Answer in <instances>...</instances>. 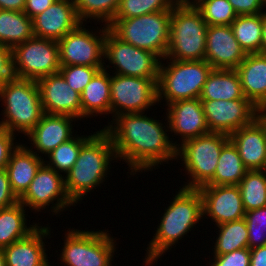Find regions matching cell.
Wrapping results in <instances>:
<instances>
[{
  "mask_svg": "<svg viewBox=\"0 0 266 266\" xmlns=\"http://www.w3.org/2000/svg\"><path fill=\"white\" fill-rule=\"evenodd\" d=\"M144 113L117 115L103 128L111 138L117 161L123 159L122 162L128 163L130 175L143 170L153 171L159 164L177 160L178 144L166 133L169 131L168 121L166 129L161 121Z\"/></svg>",
  "mask_w": 266,
  "mask_h": 266,
  "instance_id": "cell-1",
  "label": "cell"
},
{
  "mask_svg": "<svg viewBox=\"0 0 266 266\" xmlns=\"http://www.w3.org/2000/svg\"><path fill=\"white\" fill-rule=\"evenodd\" d=\"M173 198L146 248L145 266L157 263L160 256L203 219V199L198 189L182 187Z\"/></svg>",
  "mask_w": 266,
  "mask_h": 266,
  "instance_id": "cell-2",
  "label": "cell"
},
{
  "mask_svg": "<svg viewBox=\"0 0 266 266\" xmlns=\"http://www.w3.org/2000/svg\"><path fill=\"white\" fill-rule=\"evenodd\" d=\"M112 160H117V156L110 136L103 129L96 131L81 147L74 166L64 175L66 193L74 204L104 182Z\"/></svg>",
  "mask_w": 266,
  "mask_h": 266,
  "instance_id": "cell-3",
  "label": "cell"
},
{
  "mask_svg": "<svg viewBox=\"0 0 266 266\" xmlns=\"http://www.w3.org/2000/svg\"><path fill=\"white\" fill-rule=\"evenodd\" d=\"M0 101L5 106L2 110L4 119H1L0 127L12 134L17 131L26 136L44 114L35 80L13 77L6 81L0 86Z\"/></svg>",
  "mask_w": 266,
  "mask_h": 266,
  "instance_id": "cell-4",
  "label": "cell"
},
{
  "mask_svg": "<svg viewBox=\"0 0 266 266\" xmlns=\"http://www.w3.org/2000/svg\"><path fill=\"white\" fill-rule=\"evenodd\" d=\"M207 27L192 3H178L171 11L170 41L162 60H205Z\"/></svg>",
  "mask_w": 266,
  "mask_h": 266,
  "instance_id": "cell-5",
  "label": "cell"
},
{
  "mask_svg": "<svg viewBox=\"0 0 266 266\" xmlns=\"http://www.w3.org/2000/svg\"><path fill=\"white\" fill-rule=\"evenodd\" d=\"M171 11H160L128 19H113L109 30L121 41L164 59L170 41Z\"/></svg>",
  "mask_w": 266,
  "mask_h": 266,
  "instance_id": "cell-6",
  "label": "cell"
},
{
  "mask_svg": "<svg viewBox=\"0 0 266 266\" xmlns=\"http://www.w3.org/2000/svg\"><path fill=\"white\" fill-rule=\"evenodd\" d=\"M169 63L168 65H166ZM161 60L157 82L158 104L200 98L206 79L213 69L206 60ZM164 97V98H163Z\"/></svg>",
  "mask_w": 266,
  "mask_h": 266,
  "instance_id": "cell-7",
  "label": "cell"
},
{
  "mask_svg": "<svg viewBox=\"0 0 266 266\" xmlns=\"http://www.w3.org/2000/svg\"><path fill=\"white\" fill-rule=\"evenodd\" d=\"M229 140L226 134L209 132L182 144L178 143L176 158L181 159L190 176L182 185L184 188L198 189L214 177L222 147Z\"/></svg>",
  "mask_w": 266,
  "mask_h": 266,
  "instance_id": "cell-8",
  "label": "cell"
},
{
  "mask_svg": "<svg viewBox=\"0 0 266 266\" xmlns=\"http://www.w3.org/2000/svg\"><path fill=\"white\" fill-rule=\"evenodd\" d=\"M108 232L67 230L59 261L65 266H112L116 242Z\"/></svg>",
  "mask_w": 266,
  "mask_h": 266,
  "instance_id": "cell-9",
  "label": "cell"
},
{
  "mask_svg": "<svg viewBox=\"0 0 266 266\" xmlns=\"http://www.w3.org/2000/svg\"><path fill=\"white\" fill-rule=\"evenodd\" d=\"M58 42L32 37L12 49V71L19 79L35 80L60 70Z\"/></svg>",
  "mask_w": 266,
  "mask_h": 266,
  "instance_id": "cell-10",
  "label": "cell"
},
{
  "mask_svg": "<svg viewBox=\"0 0 266 266\" xmlns=\"http://www.w3.org/2000/svg\"><path fill=\"white\" fill-rule=\"evenodd\" d=\"M158 78L110 75V114L145 112L158 103Z\"/></svg>",
  "mask_w": 266,
  "mask_h": 266,
  "instance_id": "cell-11",
  "label": "cell"
},
{
  "mask_svg": "<svg viewBox=\"0 0 266 266\" xmlns=\"http://www.w3.org/2000/svg\"><path fill=\"white\" fill-rule=\"evenodd\" d=\"M103 59L109 62L104 69L111 64L114 74L141 78H158L162 60L154 53L121 41L110 30L106 32Z\"/></svg>",
  "mask_w": 266,
  "mask_h": 266,
  "instance_id": "cell-12",
  "label": "cell"
},
{
  "mask_svg": "<svg viewBox=\"0 0 266 266\" xmlns=\"http://www.w3.org/2000/svg\"><path fill=\"white\" fill-rule=\"evenodd\" d=\"M84 26L81 23L57 41L60 65L106 66L102 58H104V42L109 27L103 24L102 29L97 30L99 34H96Z\"/></svg>",
  "mask_w": 266,
  "mask_h": 266,
  "instance_id": "cell-13",
  "label": "cell"
},
{
  "mask_svg": "<svg viewBox=\"0 0 266 266\" xmlns=\"http://www.w3.org/2000/svg\"><path fill=\"white\" fill-rule=\"evenodd\" d=\"M19 202L25 208L29 207L35 212H41V210L47 209L46 206L52 204L50 209L53 215H57L65 209L68 210V207L76 206L66 193L64 174L62 176L45 163L37 170L28 190L19 199Z\"/></svg>",
  "mask_w": 266,
  "mask_h": 266,
  "instance_id": "cell-14",
  "label": "cell"
},
{
  "mask_svg": "<svg viewBox=\"0 0 266 266\" xmlns=\"http://www.w3.org/2000/svg\"><path fill=\"white\" fill-rule=\"evenodd\" d=\"M210 132L230 135L251 124L257 117V107L249 99L201 100Z\"/></svg>",
  "mask_w": 266,
  "mask_h": 266,
  "instance_id": "cell-15",
  "label": "cell"
},
{
  "mask_svg": "<svg viewBox=\"0 0 266 266\" xmlns=\"http://www.w3.org/2000/svg\"><path fill=\"white\" fill-rule=\"evenodd\" d=\"M44 113L81 119V95L73 90L60 72L38 79Z\"/></svg>",
  "mask_w": 266,
  "mask_h": 266,
  "instance_id": "cell-16",
  "label": "cell"
},
{
  "mask_svg": "<svg viewBox=\"0 0 266 266\" xmlns=\"http://www.w3.org/2000/svg\"><path fill=\"white\" fill-rule=\"evenodd\" d=\"M203 216L220 225L245 218L242 197L238 185L201 186Z\"/></svg>",
  "mask_w": 266,
  "mask_h": 266,
  "instance_id": "cell-17",
  "label": "cell"
},
{
  "mask_svg": "<svg viewBox=\"0 0 266 266\" xmlns=\"http://www.w3.org/2000/svg\"><path fill=\"white\" fill-rule=\"evenodd\" d=\"M246 55L230 25L207 27L205 60L213 69H236Z\"/></svg>",
  "mask_w": 266,
  "mask_h": 266,
  "instance_id": "cell-18",
  "label": "cell"
},
{
  "mask_svg": "<svg viewBox=\"0 0 266 266\" xmlns=\"http://www.w3.org/2000/svg\"><path fill=\"white\" fill-rule=\"evenodd\" d=\"M166 119L169 132L181 137L180 143L209 133L202 102L199 98L179 100L168 105Z\"/></svg>",
  "mask_w": 266,
  "mask_h": 266,
  "instance_id": "cell-19",
  "label": "cell"
},
{
  "mask_svg": "<svg viewBox=\"0 0 266 266\" xmlns=\"http://www.w3.org/2000/svg\"><path fill=\"white\" fill-rule=\"evenodd\" d=\"M81 24L74 0H55L51 6L33 18L35 37L60 40Z\"/></svg>",
  "mask_w": 266,
  "mask_h": 266,
  "instance_id": "cell-20",
  "label": "cell"
},
{
  "mask_svg": "<svg viewBox=\"0 0 266 266\" xmlns=\"http://www.w3.org/2000/svg\"><path fill=\"white\" fill-rule=\"evenodd\" d=\"M73 121L76 118L44 113L37 125L26 135L30 139L29 144L36 151L33 148L30 150L38 156L40 153L47 156L57 146L73 137Z\"/></svg>",
  "mask_w": 266,
  "mask_h": 266,
  "instance_id": "cell-21",
  "label": "cell"
},
{
  "mask_svg": "<svg viewBox=\"0 0 266 266\" xmlns=\"http://www.w3.org/2000/svg\"><path fill=\"white\" fill-rule=\"evenodd\" d=\"M229 139L237 147L248 170L266 168V130L257 118L251 124L231 133Z\"/></svg>",
  "mask_w": 266,
  "mask_h": 266,
  "instance_id": "cell-22",
  "label": "cell"
},
{
  "mask_svg": "<svg viewBox=\"0 0 266 266\" xmlns=\"http://www.w3.org/2000/svg\"><path fill=\"white\" fill-rule=\"evenodd\" d=\"M50 229L38 225L26 238L3 248L6 266H51L43 241L51 235Z\"/></svg>",
  "mask_w": 266,
  "mask_h": 266,
  "instance_id": "cell-23",
  "label": "cell"
},
{
  "mask_svg": "<svg viewBox=\"0 0 266 266\" xmlns=\"http://www.w3.org/2000/svg\"><path fill=\"white\" fill-rule=\"evenodd\" d=\"M30 148L19 143L12 151L5 167L11 189L18 199L28 190L37 170L46 160L31 151Z\"/></svg>",
  "mask_w": 266,
  "mask_h": 266,
  "instance_id": "cell-24",
  "label": "cell"
},
{
  "mask_svg": "<svg viewBox=\"0 0 266 266\" xmlns=\"http://www.w3.org/2000/svg\"><path fill=\"white\" fill-rule=\"evenodd\" d=\"M244 96L256 107L266 102V54H247L235 69Z\"/></svg>",
  "mask_w": 266,
  "mask_h": 266,
  "instance_id": "cell-25",
  "label": "cell"
},
{
  "mask_svg": "<svg viewBox=\"0 0 266 266\" xmlns=\"http://www.w3.org/2000/svg\"><path fill=\"white\" fill-rule=\"evenodd\" d=\"M108 72L107 69H100L80 94L81 119L110 114L111 72Z\"/></svg>",
  "mask_w": 266,
  "mask_h": 266,
  "instance_id": "cell-26",
  "label": "cell"
},
{
  "mask_svg": "<svg viewBox=\"0 0 266 266\" xmlns=\"http://www.w3.org/2000/svg\"><path fill=\"white\" fill-rule=\"evenodd\" d=\"M200 100L247 99L235 69H212L204 84Z\"/></svg>",
  "mask_w": 266,
  "mask_h": 266,
  "instance_id": "cell-27",
  "label": "cell"
},
{
  "mask_svg": "<svg viewBox=\"0 0 266 266\" xmlns=\"http://www.w3.org/2000/svg\"><path fill=\"white\" fill-rule=\"evenodd\" d=\"M17 202L12 206L0 209V249L26 238L38 224L27 226L26 209Z\"/></svg>",
  "mask_w": 266,
  "mask_h": 266,
  "instance_id": "cell-28",
  "label": "cell"
},
{
  "mask_svg": "<svg viewBox=\"0 0 266 266\" xmlns=\"http://www.w3.org/2000/svg\"><path fill=\"white\" fill-rule=\"evenodd\" d=\"M35 37L33 19L24 11L0 9V44L9 49Z\"/></svg>",
  "mask_w": 266,
  "mask_h": 266,
  "instance_id": "cell-29",
  "label": "cell"
},
{
  "mask_svg": "<svg viewBox=\"0 0 266 266\" xmlns=\"http://www.w3.org/2000/svg\"><path fill=\"white\" fill-rule=\"evenodd\" d=\"M247 171L237 147L229 140L222 147L214 177L203 186L238 185Z\"/></svg>",
  "mask_w": 266,
  "mask_h": 266,
  "instance_id": "cell-30",
  "label": "cell"
},
{
  "mask_svg": "<svg viewBox=\"0 0 266 266\" xmlns=\"http://www.w3.org/2000/svg\"><path fill=\"white\" fill-rule=\"evenodd\" d=\"M230 26L246 54L261 53L263 13L237 16Z\"/></svg>",
  "mask_w": 266,
  "mask_h": 266,
  "instance_id": "cell-31",
  "label": "cell"
},
{
  "mask_svg": "<svg viewBox=\"0 0 266 266\" xmlns=\"http://www.w3.org/2000/svg\"><path fill=\"white\" fill-rule=\"evenodd\" d=\"M216 227L219 234L213 246L212 255H224L235 250L248 248V228L245 218L225 222Z\"/></svg>",
  "mask_w": 266,
  "mask_h": 266,
  "instance_id": "cell-32",
  "label": "cell"
},
{
  "mask_svg": "<svg viewBox=\"0 0 266 266\" xmlns=\"http://www.w3.org/2000/svg\"><path fill=\"white\" fill-rule=\"evenodd\" d=\"M238 187L245 212L266 207L265 170H248Z\"/></svg>",
  "mask_w": 266,
  "mask_h": 266,
  "instance_id": "cell-33",
  "label": "cell"
},
{
  "mask_svg": "<svg viewBox=\"0 0 266 266\" xmlns=\"http://www.w3.org/2000/svg\"><path fill=\"white\" fill-rule=\"evenodd\" d=\"M95 134V132L91 135H74L68 141L57 146L52 152H50L46 157L49 161H45L44 163L54 169L58 173H67L74 166L76 160L78 159L79 152L81 147ZM77 136V137H76Z\"/></svg>",
  "mask_w": 266,
  "mask_h": 266,
  "instance_id": "cell-34",
  "label": "cell"
},
{
  "mask_svg": "<svg viewBox=\"0 0 266 266\" xmlns=\"http://www.w3.org/2000/svg\"><path fill=\"white\" fill-rule=\"evenodd\" d=\"M121 0H74L75 11L81 23L88 18L104 22L109 26L113 21ZM101 20V21H100Z\"/></svg>",
  "mask_w": 266,
  "mask_h": 266,
  "instance_id": "cell-35",
  "label": "cell"
},
{
  "mask_svg": "<svg viewBox=\"0 0 266 266\" xmlns=\"http://www.w3.org/2000/svg\"><path fill=\"white\" fill-rule=\"evenodd\" d=\"M191 3L208 26L231 25L238 16L228 0H194Z\"/></svg>",
  "mask_w": 266,
  "mask_h": 266,
  "instance_id": "cell-36",
  "label": "cell"
},
{
  "mask_svg": "<svg viewBox=\"0 0 266 266\" xmlns=\"http://www.w3.org/2000/svg\"><path fill=\"white\" fill-rule=\"evenodd\" d=\"M176 0H121L114 19H128L160 11H172Z\"/></svg>",
  "mask_w": 266,
  "mask_h": 266,
  "instance_id": "cell-37",
  "label": "cell"
},
{
  "mask_svg": "<svg viewBox=\"0 0 266 266\" xmlns=\"http://www.w3.org/2000/svg\"><path fill=\"white\" fill-rule=\"evenodd\" d=\"M248 228V248L253 249L266 245V207L245 212Z\"/></svg>",
  "mask_w": 266,
  "mask_h": 266,
  "instance_id": "cell-38",
  "label": "cell"
},
{
  "mask_svg": "<svg viewBox=\"0 0 266 266\" xmlns=\"http://www.w3.org/2000/svg\"><path fill=\"white\" fill-rule=\"evenodd\" d=\"M102 68L84 65H61L59 72L65 78L67 84L81 94L94 75Z\"/></svg>",
  "mask_w": 266,
  "mask_h": 266,
  "instance_id": "cell-39",
  "label": "cell"
},
{
  "mask_svg": "<svg viewBox=\"0 0 266 266\" xmlns=\"http://www.w3.org/2000/svg\"><path fill=\"white\" fill-rule=\"evenodd\" d=\"M210 266H250V249L243 248L224 255H213Z\"/></svg>",
  "mask_w": 266,
  "mask_h": 266,
  "instance_id": "cell-40",
  "label": "cell"
},
{
  "mask_svg": "<svg viewBox=\"0 0 266 266\" xmlns=\"http://www.w3.org/2000/svg\"><path fill=\"white\" fill-rule=\"evenodd\" d=\"M15 135L16 134H12L8 130L0 127V170L5 169L12 151L19 144L15 140Z\"/></svg>",
  "mask_w": 266,
  "mask_h": 266,
  "instance_id": "cell-41",
  "label": "cell"
},
{
  "mask_svg": "<svg viewBox=\"0 0 266 266\" xmlns=\"http://www.w3.org/2000/svg\"><path fill=\"white\" fill-rule=\"evenodd\" d=\"M238 16L261 14L265 10L264 0H228Z\"/></svg>",
  "mask_w": 266,
  "mask_h": 266,
  "instance_id": "cell-42",
  "label": "cell"
},
{
  "mask_svg": "<svg viewBox=\"0 0 266 266\" xmlns=\"http://www.w3.org/2000/svg\"><path fill=\"white\" fill-rule=\"evenodd\" d=\"M19 202L13 193L8 175L5 169L0 170V209L6 208Z\"/></svg>",
  "mask_w": 266,
  "mask_h": 266,
  "instance_id": "cell-43",
  "label": "cell"
},
{
  "mask_svg": "<svg viewBox=\"0 0 266 266\" xmlns=\"http://www.w3.org/2000/svg\"><path fill=\"white\" fill-rule=\"evenodd\" d=\"M13 77L12 50L0 44V86Z\"/></svg>",
  "mask_w": 266,
  "mask_h": 266,
  "instance_id": "cell-44",
  "label": "cell"
},
{
  "mask_svg": "<svg viewBox=\"0 0 266 266\" xmlns=\"http://www.w3.org/2000/svg\"><path fill=\"white\" fill-rule=\"evenodd\" d=\"M55 0H26L24 13L31 19L42 13L52 5Z\"/></svg>",
  "mask_w": 266,
  "mask_h": 266,
  "instance_id": "cell-45",
  "label": "cell"
},
{
  "mask_svg": "<svg viewBox=\"0 0 266 266\" xmlns=\"http://www.w3.org/2000/svg\"><path fill=\"white\" fill-rule=\"evenodd\" d=\"M250 266H266V245L250 249Z\"/></svg>",
  "mask_w": 266,
  "mask_h": 266,
  "instance_id": "cell-46",
  "label": "cell"
},
{
  "mask_svg": "<svg viewBox=\"0 0 266 266\" xmlns=\"http://www.w3.org/2000/svg\"><path fill=\"white\" fill-rule=\"evenodd\" d=\"M26 0H0V9L9 11H24Z\"/></svg>",
  "mask_w": 266,
  "mask_h": 266,
  "instance_id": "cell-47",
  "label": "cell"
},
{
  "mask_svg": "<svg viewBox=\"0 0 266 266\" xmlns=\"http://www.w3.org/2000/svg\"><path fill=\"white\" fill-rule=\"evenodd\" d=\"M256 118L265 127V130H266V102L257 106V117Z\"/></svg>",
  "mask_w": 266,
  "mask_h": 266,
  "instance_id": "cell-48",
  "label": "cell"
},
{
  "mask_svg": "<svg viewBox=\"0 0 266 266\" xmlns=\"http://www.w3.org/2000/svg\"><path fill=\"white\" fill-rule=\"evenodd\" d=\"M261 53L266 54V11L263 12Z\"/></svg>",
  "mask_w": 266,
  "mask_h": 266,
  "instance_id": "cell-49",
  "label": "cell"
},
{
  "mask_svg": "<svg viewBox=\"0 0 266 266\" xmlns=\"http://www.w3.org/2000/svg\"><path fill=\"white\" fill-rule=\"evenodd\" d=\"M0 266H6L3 250L0 249Z\"/></svg>",
  "mask_w": 266,
  "mask_h": 266,
  "instance_id": "cell-50",
  "label": "cell"
},
{
  "mask_svg": "<svg viewBox=\"0 0 266 266\" xmlns=\"http://www.w3.org/2000/svg\"><path fill=\"white\" fill-rule=\"evenodd\" d=\"M194 0H177L178 3H191Z\"/></svg>",
  "mask_w": 266,
  "mask_h": 266,
  "instance_id": "cell-51",
  "label": "cell"
}]
</instances>
